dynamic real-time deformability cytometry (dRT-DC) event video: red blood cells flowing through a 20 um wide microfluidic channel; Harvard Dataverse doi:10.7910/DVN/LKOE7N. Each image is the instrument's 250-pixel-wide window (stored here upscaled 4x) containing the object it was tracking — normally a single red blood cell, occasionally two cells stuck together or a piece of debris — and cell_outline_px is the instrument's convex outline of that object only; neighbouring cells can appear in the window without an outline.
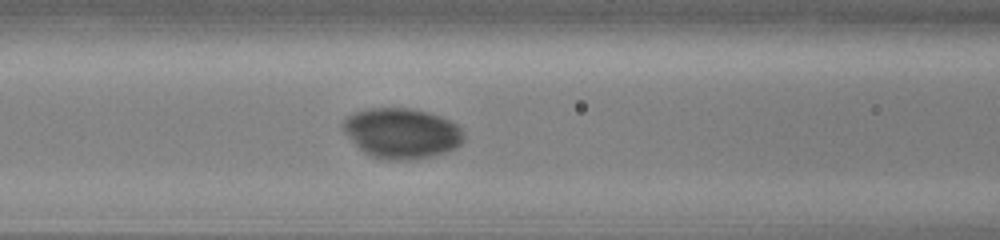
{"species": "common noctule bat (a hibernating species)", "species_latin": "Nyctalus noctula", "temperature_condition": "cold", "stored_images_in_passage": 52, "camera_frame_rate_fps": 3000, "um_per_image_px": 0.085, "animal": {"sex": "male", "body_mass_g": 13.0, "forearm_length_mm": 53.1}, "frame": {"image": 1, "passage_image": 23, "time_ms": 7.333, "image_size_px": [1000, 240], "cell_outline_px": [[464, 140], [456, 148], [432, 156], [408, 160], [380, 160], [364, 152], [340, 128], [340, 124], [348, 116], [356, 112], [368, 108], [408, 108], [440, 116], [456, 124], [460, 128], [464, 136]], "centroid_in_image_um": [34.12, 11.33], "position_along_channel_um": 132.5, "area_um2": 35.26}}
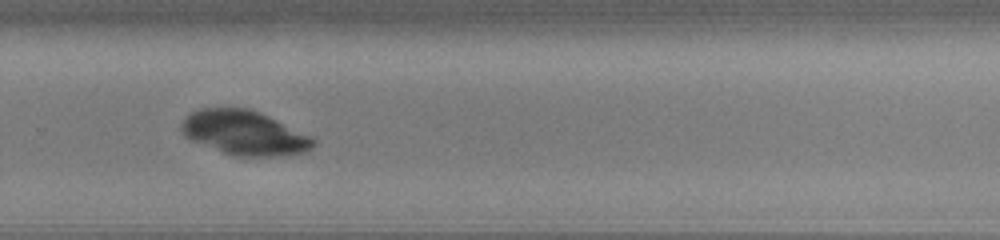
{"frame": {"image": 2, "passage_image": 37, "time_ms": 12.0, "image_size_px": [1000, 240], "cell_outline_px": [[316, 144], [312, 148], [304, 152], [272, 156], [232, 156], [192, 140], [184, 136], [180, 128], [180, 124], [184, 116], [200, 108], [248, 108], [260, 112], [312, 136], [316, 140]], "centroid_in_image_um": [20.76, 11.28], "position_along_channel_um": 309.0, "area_um2": 34.16}}
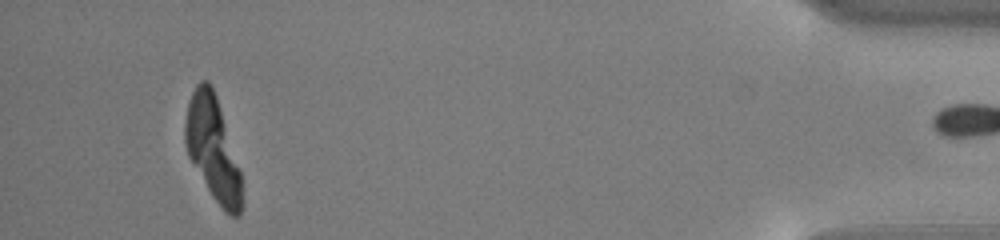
{"frame": {"image": 3, "passage_image": 51, "time_ms": 16.667, "image_size_px": [1000, 240], "cell_outline_px": [[244, 204], [240, 216], [232, 216], [224, 212], [212, 196], [188, 156], [184, 140], [184, 120], [188, 104], [192, 92], [196, 84], [200, 80], [208, 80], [216, 96], [240, 172], [244, 200]], "centroid_in_image_um": [18.09, 12.69], "position_along_channel_um": 417.1, "area_um2": 34.1}}